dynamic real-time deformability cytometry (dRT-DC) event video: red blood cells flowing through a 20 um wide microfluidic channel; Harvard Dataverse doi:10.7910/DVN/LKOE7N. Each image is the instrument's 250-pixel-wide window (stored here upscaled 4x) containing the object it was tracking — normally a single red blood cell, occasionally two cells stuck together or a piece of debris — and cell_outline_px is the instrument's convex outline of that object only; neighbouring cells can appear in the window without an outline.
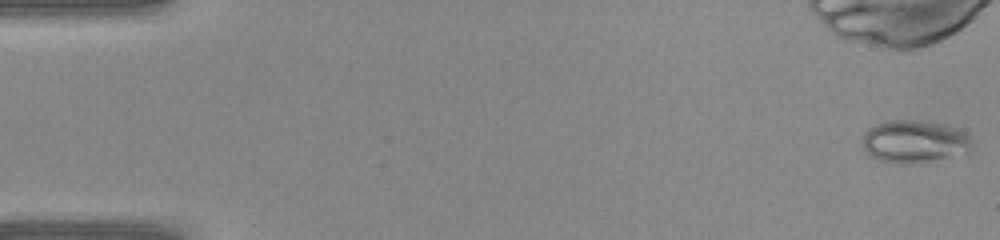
{"species": "common noctule bat (a hibernating species)", "species_latin": "Nyctalus noctula", "temperature_condition": "warm", "stored_images_in_passage": 18, "camera_frame_rate_fps": 3000, "um_per_image_px": 0.085, "animal": {"sex": "female", "body_mass_g": 22.0, "forearm_length_mm": 56.7}, "frame": {"image": 1, "passage_image": 1, "time_ms": 0.0, "image_size_px": [1000, 240], "cell_outline_px": [[972, 152], [920, 164], [900, 164], [880, 160], [868, 156], [864, 148], [864, 132], [868, 128], [884, 120], [912, 120], [940, 124], [956, 128], [968, 132], [972, 140]], "centroid_in_image_um": [77.77, 12.05], "position_along_channel_um": 7.2, "area_um2": 27.74}}